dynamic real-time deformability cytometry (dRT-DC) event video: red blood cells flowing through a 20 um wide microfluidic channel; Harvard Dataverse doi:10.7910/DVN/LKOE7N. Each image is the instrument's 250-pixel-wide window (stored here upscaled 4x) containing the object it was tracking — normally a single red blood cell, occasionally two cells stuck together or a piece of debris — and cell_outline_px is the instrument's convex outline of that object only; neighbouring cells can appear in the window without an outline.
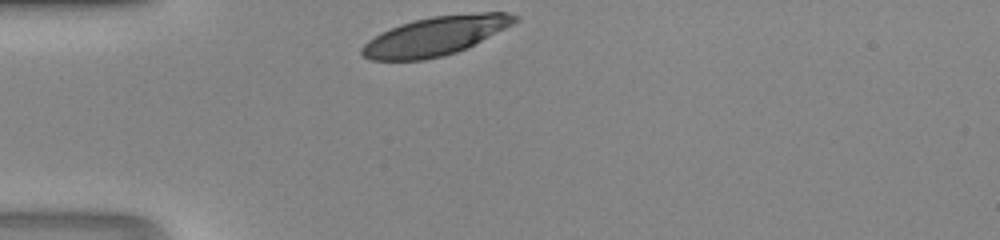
{"species": "human", "species_latin": "Homo sapiens", "temperature_condition": "room temperature", "stored_images_in_passage": 26, "camera_frame_rate_fps": 3000, "um_per_image_px": 0.085, "donor": {"sex": "male"}, "frame": {"image": 1, "passage_image": 1, "time_ms": 0.0, "image_size_px": [1000, 240], "cell_outline_px": [[520, 20], [456, 52], [424, 60], [368, 60], [360, 56], [360, 48], [368, 40], [400, 24], [412, 20], [432, 16], [480, 12], [508, 12], [520, 16]], "centroid_in_image_um": [36.98, 3.05], "position_along_channel_um": 48.0, "area_um2": 34.28}}
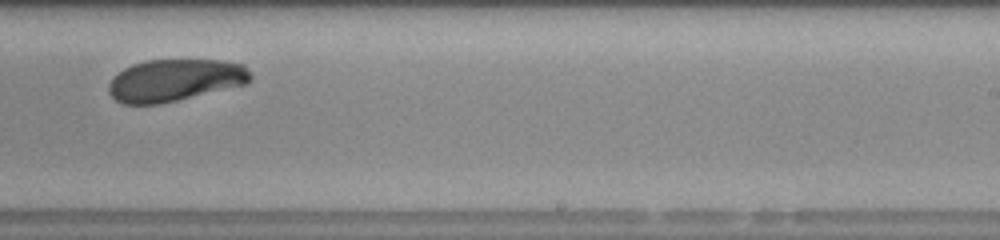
{"frame": {"image": 2, "passage_image": 18, "time_ms": 5.667, "image_size_px": [1000, 240], "cell_outline_px": [[252, 80], [248, 84], [160, 104], [120, 104], [108, 92], [108, 84], [124, 68], [132, 64], [148, 60], [224, 60], [244, 64], [252, 76]], "centroid_in_image_um": [14.91, 6.82], "position_along_channel_um": 274.1, "area_um2": 34.97}}
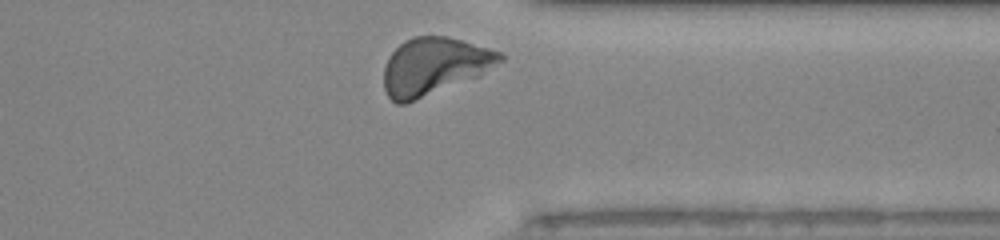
{"frame": {"image": 3, "passage_image": 25, "time_ms": 8.0, "image_size_px": [1000, 240], "cell_outline_px": [[504, 60], [480, 76], [404, 104], [396, 104], [388, 96], [384, 88], [384, 68], [388, 56], [404, 40], [412, 36], [444, 36], [460, 40], [488, 48], [500, 52], [504, 56]], "centroid_in_image_um": [36.9, 5.63], "position_along_channel_um": 374.5, "area_um2": 38.61}}